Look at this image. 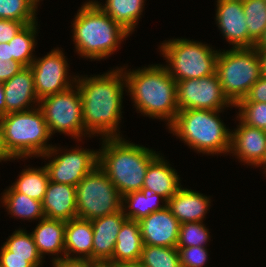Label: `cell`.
Here are the masks:
<instances>
[{"label": "cell", "mask_w": 266, "mask_h": 267, "mask_svg": "<svg viewBox=\"0 0 266 267\" xmlns=\"http://www.w3.org/2000/svg\"><path fill=\"white\" fill-rule=\"evenodd\" d=\"M144 245L177 247L180 222L166 206L139 221Z\"/></svg>", "instance_id": "2e32d148"}, {"label": "cell", "mask_w": 266, "mask_h": 267, "mask_svg": "<svg viewBox=\"0 0 266 267\" xmlns=\"http://www.w3.org/2000/svg\"><path fill=\"white\" fill-rule=\"evenodd\" d=\"M38 223L31 234L41 257L44 259L46 254L56 255L52 260L65 257L66 222L43 218Z\"/></svg>", "instance_id": "7402d4cb"}, {"label": "cell", "mask_w": 266, "mask_h": 267, "mask_svg": "<svg viewBox=\"0 0 266 267\" xmlns=\"http://www.w3.org/2000/svg\"><path fill=\"white\" fill-rule=\"evenodd\" d=\"M146 0H105V3L94 2L110 17L114 22L121 25L130 34L133 33L138 21L143 13ZM103 4V5H102Z\"/></svg>", "instance_id": "484cf974"}, {"label": "cell", "mask_w": 266, "mask_h": 267, "mask_svg": "<svg viewBox=\"0 0 266 267\" xmlns=\"http://www.w3.org/2000/svg\"><path fill=\"white\" fill-rule=\"evenodd\" d=\"M215 72L223 94L235 106L262 76L257 47L220 50Z\"/></svg>", "instance_id": "52a82bcc"}, {"label": "cell", "mask_w": 266, "mask_h": 267, "mask_svg": "<svg viewBox=\"0 0 266 267\" xmlns=\"http://www.w3.org/2000/svg\"><path fill=\"white\" fill-rule=\"evenodd\" d=\"M127 93L138 113L152 119L164 120L168 127L175 119L178 110L176 102V81L162 64H152L138 69H126Z\"/></svg>", "instance_id": "7a4b0ae2"}, {"label": "cell", "mask_w": 266, "mask_h": 267, "mask_svg": "<svg viewBox=\"0 0 266 267\" xmlns=\"http://www.w3.org/2000/svg\"><path fill=\"white\" fill-rule=\"evenodd\" d=\"M6 114L5 92L3 83L0 82V116Z\"/></svg>", "instance_id": "bcb514c9"}, {"label": "cell", "mask_w": 266, "mask_h": 267, "mask_svg": "<svg viewBox=\"0 0 266 267\" xmlns=\"http://www.w3.org/2000/svg\"><path fill=\"white\" fill-rule=\"evenodd\" d=\"M79 8L72 23L76 52L91 61L110 57L130 33L114 22L93 0L84 2Z\"/></svg>", "instance_id": "277c9868"}, {"label": "cell", "mask_w": 266, "mask_h": 267, "mask_svg": "<svg viewBox=\"0 0 266 267\" xmlns=\"http://www.w3.org/2000/svg\"><path fill=\"white\" fill-rule=\"evenodd\" d=\"M257 48H266V31L260 42L256 45Z\"/></svg>", "instance_id": "7dc6e473"}, {"label": "cell", "mask_w": 266, "mask_h": 267, "mask_svg": "<svg viewBox=\"0 0 266 267\" xmlns=\"http://www.w3.org/2000/svg\"><path fill=\"white\" fill-rule=\"evenodd\" d=\"M210 199L197 191L181 187L167 201V207L181 224L203 222L211 206Z\"/></svg>", "instance_id": "ffe728a7"}, {"label": "cell", "mask_w": 266, "mask_h": 267, "mask_svg": "<svg viewBox=\"0 0 266 267\" xmlns=\"http://www.w3.org/2000/svg\"><path fill=\"white\" fill-rule=\"evenodd\" d=\"M87 76L77 75L75 83L80 90L85 130L91 136L122 137L119 125L123 118V92L127 91L122 67Z\"/></svg>", "instance_id": "6da1fadb"}, {"label": "cell", "mask_w": 266, "mask_h": 267, "mask_svg": "<svg viewBox=\"0 0 266 267\" xmlns=\"http://www.w3.org/2000/svg\"><path fill=\"white\" fill-rule=\"evenodd\" d=\"M49 181V175L45 166L41 168L27 166L26 169L24 168L21 171L11 187L16 192L23 193L34 200L43 201Z\"/></svg>", "instance_id": "83f0119b"}, {"label": "cell", "mask_w": 266, "mask_h": 267, "mask_svg": "<svg viewBox=\"0 0 266 267\" xmlns=\"http://www.w3.org/2000/svg\"><path fill=\"white\" fill-rule=\"evenodd\" d=\"M3 246L10 251V256L29 257V262L34 267H41L43 258L41 257L32 234L25 229L15 230L7 239Z\"/></svg>", "instance_id": "f546056e"}, {"label": "cell", "mask_w": 266, "mask_h": 267, "mask_svg": "<svg viewBox=\"0 0 266 267\" xmlns=\"http://www.w3.org/2000/svg\"><path fill=\"white\" fill-rule=\"evenodd\" d=\"M100 168L113 182L121 196L143 188L149 163L159 154L122 137L101 138Z\"/></svg>", "instance_id": "3957f363"}, {"label": "cell", "mask_w": 266, "mask_h": 267, "mask_svg": "<svg viewBox=\"0 0 266 267\" xmlns=\"http://www.w3.org/2000/svg\"><path fill=\"white\" fill-rule=\"evenodd\" d=\"M108 267H144L140 261H127V262H118L105 264Z\"/></svg>", "instance_id": "ee69618b"}, {"label": "cell", "mask_w": 266, "mask_h": 267, "mask_svg": "<svg viewBox=\"0 0 266 267\" xmlns=\"http://www.w3.org/2000/svg\"><path fill=\"white\" fill-rule=\"evenodd\" d=\"M77 218L92 221L122 210V196L98 165L76 186Z\"/></svg>", "instance_id": "9c48e42d"}, {"label": "cell", "mask_w": 266, "mask_h": 267, "mask_svg": "<svg viewBox=\"0 0 266 267\" xmlns=\"http://www.w3.org/2000/svg\"><path fill=\"white\" fill-rule=\"evenodd\" d=\"M52 265L53 267H99L101 264L90 259L63 257L52 260Z\"/></svg>", "instance_id": "ab89813d"}, {"label": "cell", "mask_w": 266, "mask_h": 267, "mask_svg": "<svg viewBox=\"0 0 266 267\" xmlns=\"http://www.w3.org/2000/svg\"><path fill=\"white\" fill-rule=\"evenodd\" d=\"M177 170L159 153L148 165L143 188L163 196L167 201L182 187Z\"/></svg>", "instance_id": "44dd1931"}, {"label": "cell", "mask_w": 266, "mask_h": 267, "mask_svg": "<svg viewBox=\"0 0 266 267\" xmlns=\"http://www.w3.org/2000/svg\"><path fill=\"white\" fill-rule=\"evenodd\" d=\"M0 60H2V62L11 61V50L9 43H0Z\"/></svg>", "instance_id": "7bdbcfd3"}, {"label": "cell", "mask_w": 266, "mask_h": 267, "mask_svg": "<svg viewBox=\"0 0 266 267\" xmlns=\"http://www.w3.org/2000/svg\"><path fill=\"white\" fill-rule=\"evenodd\" d=\"M0 267H34L29 262V257L10 256L3 245L0 248Z\"/></svg>", "instance_id": "f35d334b"}, {"label": "cell", "mask_w": 266, "mask_h": 267, "mask_svg": "<svg viewBox=\"0 0 266 267\" xmlns=\"http://www.w3.org/2000/svg\"><path fill=\"white\" fill-rule=\"evenodd\" d=\"M0 126L7 151L17 160L38 158L53 147L47 143L52 135L39 106L0 116Z\"/></svg>", "instance_id": "8992f818"}, {"label": "cell", "mask_w": 266, "mask_h": 267, "mask_svg": "<svg viewBox=\"0 0 266 267\" xmlns=\"http://www.w3.org/2000/svg\"><path fill=\"white\" fill-rule=\"evenodd\" d=\"M239 102L266 103V77L261 76L250 88L246 97Z\"/></svg>", "instance_id": "74e56055"}, {"label": "cell", "mask_w": 266, "mask_h": 267, "mask_svg": "<svg viewBox=\"0 0 266 267\" xmlns=\"http://www.w3.org/2000/svg\"><path fill=\"white\" fill-rule=\"evenodd\" d=\"M3 86L6 114L26 111L39 106V99L36 96L34 78L30 67H24L11 79L4 82Z\"/></svg>", "instance_id": "ac0fdd59"}, {"label": "cell", "mask_w": 266, "mask_h": 267, "mask_svg": "<svg viewBox=\"0 0 266 267\" xmlns=\"http://www.w3.org/2000/svg\"><path fill=\"white\" fill-rule=\"evenodd\" d=\"M99 267H108V266H107V265H102V264H101Z\"/></svg>", "instance_id": "f907efd6"}, {"label": "cell", "mask_w": 266, "mask_h": 267, "mask_svg": "<svg viewBox=\"0 0 266 267\" xmlns=\"http://www.w3.org/2000/svg\"><path fill=\"white\" fill-rule=\"evenodd\" d=\"M209 228L203 222L180 224L177 247L207 246L210 242Z\"/></svg>", "instance_id": "836d02e7"}, {"label": "cell", "mask_w": 266, "mask_h": 267, "mask_svg": "<svg viewBox=\"0 0 266 267\" xmlns=\"http://www.w3.org/2000/svg\"><path fill=\"white\" fill-rule=\"evenodd\" d=\"M261 61V74L266 77V48H257Z\"/></svg>", "instance_id": "f6af8a7d"}, {"label": "cell", "mask_w": 266, "mask_h": 267, "mask_svg": "<svg viewBox=\"0 0 266 267\" xmlns=\"http://www.w3.org/2000/svg\"><path fill=\"white\" fill-rule=\"evenodd\" d=\"M259 167H262V169L265 170L264 173L266 174V156H265L264 162Z\"/></svg>", "instance_id": "c3c4849f"}, {"label": "cell", "mask_w": 266, "mask_h": 267, "mask_svg": "<svg viewBox=\"0 0 266 267\" xmlns=\"http://www.w3.org/2000/svg\"><path fill=\"white\" fill-rule=\"evenodd\" d=\"M25 25L24 22L0 19V43H9Z\"/></svg>", "instance_id": "8d00e7d4"}, {"label": "cell", "mask_w": 266, "mask_h": 267, "mask_svg": "<svg viewBox=\"0 0 266 267\" xmlns=\"http://www.w3.org/2000/svg\"><path fill=\"white\" fill-rule=\"evenodd\" d=\"M64 55L63 50L57 47L42 58H35L30 65L36 96L39 100L48 95L63 92L75 85L77 76L69 75L68 58Z\"/></svg>", "instance_id": "4fadbf2b"}, {"label": "cell", "mask_w": 266, "mask_h": 267, "mask_svg": "<svg viewBox=\"0 0 266 267\" xmlns=\"http://www.w3.org/2000/svg\"><path fill=\"white\" fill-rule=\"evenodd\" d=\"M37 5H40L39 3H40V1H42V0H33Z\"/></svg>", "instance_id": "681fc988"}, {"label": "cell", "mask_w": 266, "mask_h": 267, "mask_svg": "<svg viewBox=\"0 0 266 267\" xmlns=\"http://www.w3.org/2000/svg\"><path fill=\"white\" fill-rule=\"evenodd\" d=\"M249 38L257 45L266 31V1L243 0Z\"/></svg>", "instance_id": "4dcf8cb0"}, {"label": "cell", "mask_w": 266, "mask_h": 267, "mask_svg": "<svg viewBox=\"0 0 266 267\" xmlns=\"http://www.w3.org/2000/svg\"><path fill=\"white\" fill-rule=\"evenodd\" d=\"M64 241L65 257L92 260L93 226L91 221L81 218L66 221Z\"/></svg>", "instance_id": "603a6c76"}, {"label": "cell", "mask_w": 266, "mask_h": 267, "mask_svg": "<svg viewBox=\"0 0 266 267\" xmlns=\"http://www.w3.org/2000/svg\"><path fill=\"white\" fill-rule=\"evenodd\" d=\"M39 108L51 135L63 133L75 141H81L87 135L92 137L84 128L82 100L76 84L63 92L43 97L39 100Z\"/></svg>", "instance_id": "30bf717a"}, {"label": "cell", "mask_w": 266, "mask_h": 267, "mask_svg": "<svg viewBox=\"0 0 266 267\" xmlns=\"http://www.w3.org/2000/svg\"><path fill=\"white\" fill-rule=\"evenodd\" d=\"M139 261L144 267H181L176 247L144 245Z\"/></svg>", "instance_id": "d6a6232c"}, {"label": "cell", "mask_w": 266, "mask_h": 267, "mask_svg": "<svg viewBox=\"0 0 266 267\" xmlns=\"http://www.w3.org/2000/svg\"><path fill=\"white\" fill-rule=\"evenodd\" d=\"M24 68L22 64L18 61H6L2 62L0 60V82L4 83L7 80L11 79L15 74L21 71Z\"/></svg>", "instance_id": "60d3db41"}, {"label": "cell", "mask_w": 266, "mask_h": 267, "mask_svg": "<svg viewBox=\"0 0 266 267\" xmlns=\"http://www.w3.org/2000/svg\"><path fill=\"white\" fill-rule=\"evenodd\" d=\"M176 102L178 110L208 109L224 111L234 107L222 92L216 72L199 79L176 82Z\"/></svg>", "instance_id": "7c38bea8"}, {"label": "cell", "mask_w": 266, "mask_h": 267, "mask_svg": "<svg viewBox=\"0 0 266 267\" xmlns=\"http://www.w3.org/2000/svg\"><path fill=\"white\" fill-rule=\"evenodd\" d=\"M60 150L65 149L54 145L47 153L40 156L46 160L51 157L49 163L44 166L47 169L49 180L54 183L76 186L98 166V149L95 151L77 146L71 149L66 148L63 153Z\"/></svg>", "instance_id": "8fae6325"}, {"label": "cell", "mask_w": 266, "mask_h": 267, "mask_svg": "<svg viewBox=\"0 0 266 267\" xmlns=\"http://www.w3.org/2000/svg\"><path fill=\"white\" fill-rule=\"evenodd\" d=\"M166 206L167 200L163 196L147 188H142L140 191L122 196V210L124 215L130 220L139 221L143 217L162 210Z\"/></svg>", "instance_id": "d4e9b609"}, {"label": "cell", "mask_w": 266, "mask_h": 267, "mask_svg": "<svg viewBox=\"0 0 266 267\" xmlns=\"http://www.w3.org/2000/svg\"><path fill=\"white\" fill-rule=\"evenodd\" d=\"M207 246L176 247L181 267H205L208 261Z\"/></svg>", "instance_id": "d590c367"}, {"label": "cell", "mask_w": 266, "mask_h": 267, "mask_svg": "<svg viewBox=\"0 0 266 267\" xmlns=\"http://www.w3.org/2000/svg\"><path fill=\"white\" fill-rule=\"evenodd\" d=\"M42 208L48 219L66 222L77 218L76 187L49 181Z\"/></svg>", "instance_id": "d6986e66"}, {"label": "cell", "mask_w": 266, "mask_h": 267, "mask_svg": "<svg viewBox=\"0 0 266 267\" xmlns=\"http://www.w3.org/2000/svg\"><path fill=\"white\" fill-rule=\"evenodd\" d=\"M239 121L237 127L231 130V147L229 154L235 156L244 165L259 167L266 156V131L248 126Z\"/></svg>", "instance_id": "9a60e30c"}, {"label": "cell", "mask_w": 266, "mask_h": 267, "mask_svg": "<svg viewBox=\"0 0 266 267\" xmlns=\"http://www.w3.org/2000/svg\"><path fill=\"white\" fill-rule=\"evenodd\" d=\"M38 5L33 0H0V19L24 22L26 25L37 22Z\"/></svg>", "instance_id": "1f68e13d"}, {"label": "cell", "mask_w": 266, "mask_h": 267, "mask_svg": "<svg viewBox=\"0 0 266 267\" xmlns=\"http://www.w3.org/2000/svg\"><path fill=\"white\" fill-rule=\"evenodd\" d=\"M221 112L208 109L180 110L167 129L197 153L228 155L231 129L219 117Z\"/></svg>", "instance_id": "5b68a950"}, {"label": "cell", "mask_w": 266, "mask_h": 267, "mask_svg": "<svg viewBox=\"0 0 266 267\" xmlns=\"http://www.w3.org/2000/svg\"><path fill=\"white\" fill-rule=\"evenodd\" d=\"M127 219L121 210L91 221L93 226V261L105 265L112 258L117 235Z\"/></svg>", "instance_id": "e0dca14e"}, {"label": "cell", "mask_w": 266, "mask_h": 267, "mask_svg": "<svg viewBox=\"0 0 266 267\" xmlns=\"http://www.w3.org/2000/svg\"><path fill=\"white\" fill-rule=\"evenodd\" d=\"M237 117L251 127L266 129V103L260 102H238Z\"/></svg>", "instance_id": "e575fe53"}, {"label": "cell", "mask_w": 266, "mask_h": 267, "mask_svg": "<svg viewBox=\"0 0 266 267\" xmlns=\"http://www.w3.org/2000/svg\"><path fill=\"white\" fill-rule=\"evenodd\" d=\"M143 246L139 222L127 219L117 235L112 258L106 264L139 261Z\"/></svg>", "instance_id": "cb8c5ba5"}, {"label": "cell", "mask_w": 266, "mask_h": 267, "mask_svg": "<svg viewBox=\"0 0 266 267\" xmlns=\"http://www.w3.org/2000/svg\"><path fill=\"white\" fill-rule=\"evenodd\" d=\"M10 160H16V159L7 151L4 142L3 132L0 126V162L10 161Z\"/></svg>", "instance_id": "b9f144b4"}, {"label": "cell", "mask_w": 266, "mask_h": 267, "mask_svg": "<svg viewBox=\"0 0 266 267\" xmlns=\"http://www.w3.org/2000/svg\"><path fill=\"white\" fill-rule=\"evenodd\" d=\"M216 24L232 48H253L243 12V0H217Z\"/></svg>", "instance_id": "5bb4252c"}, {"label": "cell", "mask_w": 266, "mask_h": 267, "mask_svg": "<svg viewBox=\"0 0 266 267\" xmlns=\"http://www.w3.org/2000/svg\"><path fill=\"white\" fill-rule=\"evenodd\" d=\"M212 48L201 41L186 38L168 39L159 46L160 54L167 62L165 66L176 82L214 74L220 49Z\"/></svg>", "instance_id": "ba28073f"}, {"label": "cell", "mask_w": 266, "mask_h": 267, "mask_svg": "<svg viewBox=\"0 0 266 267\" xmlns=\"http://www.w3.org/2000/svg\"><path fill=\"white\" fill-rule=\"evenodd\" d=\"M0 198L8 214L17 219L28 221L45 218L42 201L34 200L23 193L16 192L11 186L4 190Z\"/></svg>", "instance_id": "4316f807"}, {"label": "cell", "mask_w": 266, "mask_h": 267, "mask_svg": "<svg viewBox=\"0 0 266 267\" xmlns=\"http://www.w3.org/2000/svg\"><path fill=\"white\" fill-rule=\"evenodd\" d=\"M38 21L25 25L9 42L11 50V61L15 60L24 67H30L36 58L33 54L37 45Z\"/></svg>", "instance_id": "f1b7e54d"}]
</instances>
